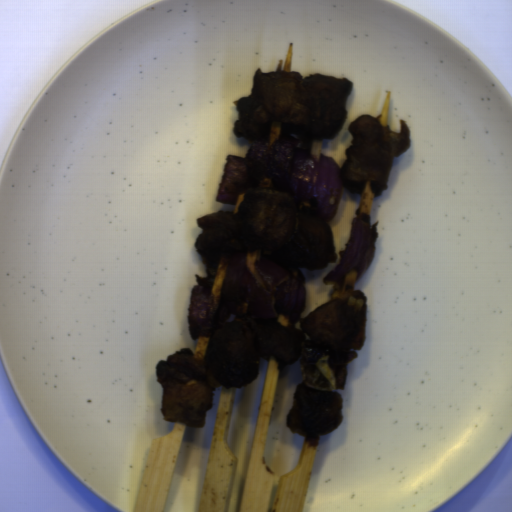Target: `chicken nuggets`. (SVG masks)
<instances>
[{"label": "chicken nuggets", "mask_w": 512, "mask_h": 512, "mask_svg": "<svg viewBox=\"0 0 512 512\" xmlns=\"http://www.w3.org/2000/svg\"><path fill=\"white\" fill-rule=\"evenodd\" d=\"M367 308L361 290L335 291L296 323L284 313L274 319L231 318L210 334L205 357L199 359L192 347H185L158 361L155 374L165 421L204 427L216 389L244 388L256 380L261 358L275 356L279 367L289 366L299 359L305 341L362 349Z\"/></svg>", "instance_id": "90cb4de2"}, {"label": "chicken nuggets", "mask_w": 512, "mask_h": 512, "mask_svg": "<svg viewBox=\"0 0 512 512\" xmlns=\"http://www.w3.org/2000/svg\"><path fill=\"white\" fill-rule=\"evenodd\" d=\"M196 221L203 232L194 246L207 272L206 277L194 275L200 287L213 284L220 256L254 252L309 272L338 256L331 225L298 211L292 196L278 188H249L237 213L221 210Z\"/></svg>", "instance_id": "f4ed5422"}, {"label": "chicken nuggets", "mask_w": 512, "mask_h": 512, "mask_svg": "<svg viewBox=\"0 0 512 512\" xmlns=\"http://www.w3.org/2000/svg\"><path fill=\"white\" fill-rule=\"evenodd\" d=\"M353 82L313 74L302 77L298 71L257 68L252 89L235 103L241 117L233 133L254 143L262 138L274 122L296 124L311 138L333 139L347 120L346 103Z\"/></svg>", "instance_id": "cc037f56"}, {"label": "chicken nuggets", "mask_w": 512, "mask_h": 512, "mask_svg": "<svg viewBox=\"0 0 512 512\" xmlns=\"http://www.w3.org/2000/svg\"><path fill=\"white\" fill-rule=\"evenodd\" d=\"M381 116L361 114L348 126L351 144L344 149L345 161L339 168L341 184L358 194L367 186L373 197H381L389 182L397 156L409 149V129L400 119V130L382 127Z\"/></svg>", "instance_id": "bb5aeace"}, {"label": "chicken nuggets", "mask_w": 512, "mask_h": 512, "mask_svg": "<svg viewBox=\"0 0 512 512\" xmlns=\"http://www.w3.org/2000/svg\"><path fill=\"white\" fill-rule=\"evenodd\" d=\"M343 397L298 383L286 416L287 428L302 437L327 435L343 422Z\"/></svg>", "instance_id": "2cc3b61b"}]
</instances>
